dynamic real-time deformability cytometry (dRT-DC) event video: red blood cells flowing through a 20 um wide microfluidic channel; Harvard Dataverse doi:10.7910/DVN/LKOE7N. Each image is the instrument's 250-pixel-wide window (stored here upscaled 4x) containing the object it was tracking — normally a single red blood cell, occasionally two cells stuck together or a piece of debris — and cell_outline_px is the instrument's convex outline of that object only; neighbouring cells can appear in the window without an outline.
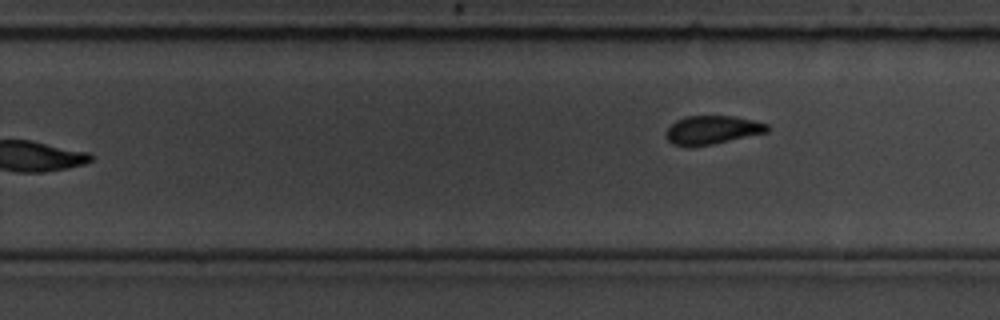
{"species": "common noctule bat (a hibernating species)", "species_latin": "Nyctalus noctula", "temperature_condition": "room temperature", "stored_images_in_passage": 12, "camera_frame_rate_fps": 3000, "um_per_image_px": 0.085, "animal": {"sex": "male", "body_mass_g": 19.5, "forearm_length_mm": 54.6}, "frame": {"image": 1, "passage_image": 12, "time_ms": 12.667, "image_size_px": [1000, 320], "cell_outline_px": [[772, 128], [768, 132], [712, 144], [688, 148], [672, 144], [664, 136], [664, 132], [676, 120], [688, 116], [736, 116], [768, 124]], "centroid_in_image_um": [60.52, 11.06], "position_along_channel_um": 269.3, "area_um2": 17.11}}